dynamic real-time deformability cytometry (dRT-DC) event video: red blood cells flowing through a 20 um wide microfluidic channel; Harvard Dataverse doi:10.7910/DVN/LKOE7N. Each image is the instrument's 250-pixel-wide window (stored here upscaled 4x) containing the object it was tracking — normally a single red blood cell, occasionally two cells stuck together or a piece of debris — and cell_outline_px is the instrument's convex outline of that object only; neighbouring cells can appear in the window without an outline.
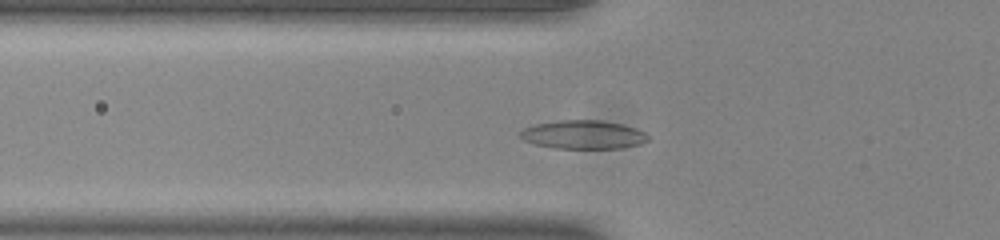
{"species": "common noctule bat (a hibernating species)", "species_latin": "Nyctalus noctula", "temperature_condition": "room temperature", "stored_images_in_passage": 47, "camera_frame_rate_fps": 3000, "um_per_image_px": 0.085, "animal": {"sex": "male", "body_mass_g": 20.0, "forearm_length_mm": 53.3}, "frame": {"image": 1, "passage_image": 13, "time_ms": 4.0, "image_size_px": [1000, 240], "cell_outline_px": [[652, 136], [648, 140], [640, 144], [620, 148], [556, 148], [536, 144], [524, 140], [516, 132], [524, 128], [536, 124], [556, 120], [600, 120], [620, 124], [636, 128]], "centroid_in_image_um": [49.58, 11.44], "position_along_channel_um": 76.2, "area_um2": 21.33}}
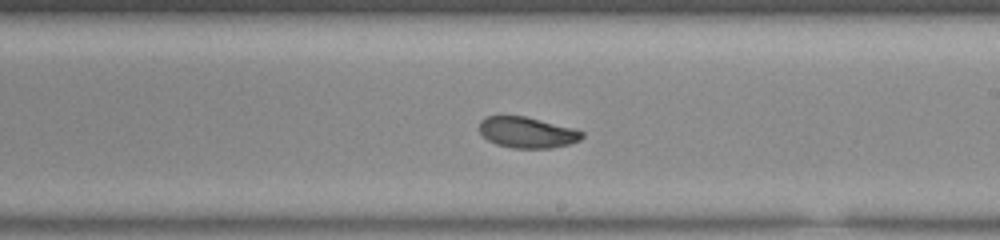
{"frame": {"image": 2, "passage_image": 26, "time_ms": 8.333, "image_size_px": [1000, 240], "cell_outline_px": [[584, 136], [580, 140], [568, 144], [552, 148], [512, 148], [496, 144], [488, 140], [480, 132], [480, 120], [484, 116], [524, 116], [572, 128], [584, 132]], "centroid_in_image_um": [44.79, 11.26], "position_along_channel_um": 244.2, "area_um2": 18.38}}
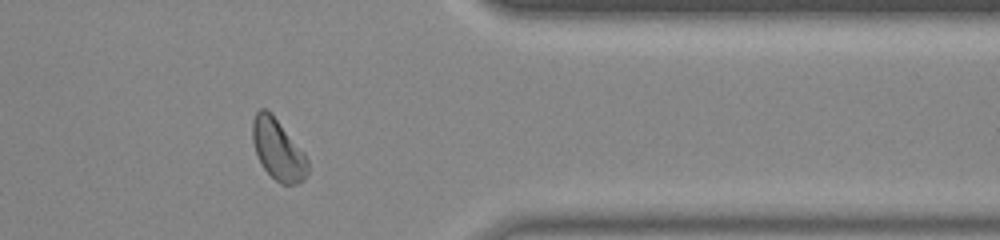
{"frame": {"image": 3, "passage_image": 38, "time_ms": 12.333, "image_size_px": [1000, 240], "cell_outline_px": [[308, 172], [304, 180], [296, 184], [280, 184], [264, 168], [256, 152], [252, 140], [252, 120], [256, 112], [260, 108], [268, 108], [304, 152], [308, 160]], "centroid_in_image_um": [23.63, 12.69], "position_along_channel_um": 387.8, "area_um2": 19.59}, "authors_computed_cell_mechanics": {"area_um2": 19.4208, "velocity_mm_per_s": 3.8717, "shape_relaxation_time_tau1_ms": 5.9249, "shape_relaxation_time_tau2_ms": 2.0258, "deformation_change_tau1": 0.1555, "deformation_change_tau2": 0.0631}}